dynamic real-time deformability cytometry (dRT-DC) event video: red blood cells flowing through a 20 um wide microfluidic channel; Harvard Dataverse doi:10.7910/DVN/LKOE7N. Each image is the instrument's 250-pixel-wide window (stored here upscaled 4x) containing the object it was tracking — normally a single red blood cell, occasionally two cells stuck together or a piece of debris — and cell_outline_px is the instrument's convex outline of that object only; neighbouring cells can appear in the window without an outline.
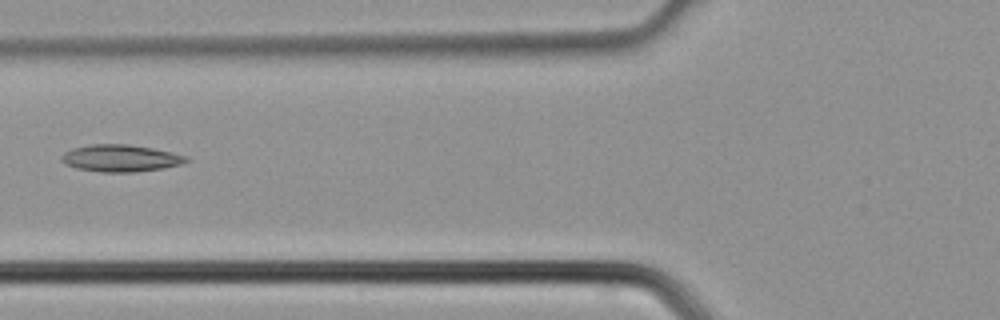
{"species": "common noctule bat (a hibernating species)", "species_latin": "Nyctalus noctula", "temperature_condition": "cold", "stored_images_in_passage": 2, "camera_frame_rate_fps": 3000, "um_per_image_px": 0.085, "animal": {"sex": "male", "body_mass_g": 21.5, "forearm_length_mm": 52.0}, "frame": {"image": 1, "passage_image": 2, "time_ms": 0.333, "image_size_px": [1000, 320], "cell_outline_px": [[188, 160], [180, 164], [164, 168], [136, 172], [100, 172], [76, 168], [64, 164], [60, 160], [60, 156], [64, 152], [72, 148], [88, 144], [128, 144], [152, 148], [172, 152], [188, 156]], "centroid_in_image_um": [10.2, 13.44], "position_along_channel_um": 115.6, "area_um2": 19.83}}